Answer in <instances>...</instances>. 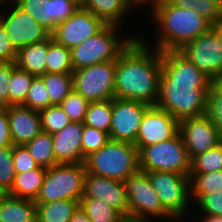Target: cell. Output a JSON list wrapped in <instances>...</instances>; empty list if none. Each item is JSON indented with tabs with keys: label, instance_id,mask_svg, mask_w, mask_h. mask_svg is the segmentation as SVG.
Instances as JSON below:
<instances>
[{
	"label": "cell",
	"instance_id": "47",
	"mask_svg": "<svg viewBox=\"0 0 222 222\" xmlns=\"http://www.w3.org/2000/svg\"><path fill=\"white\" fill-rule=\"evenodd\" d=\"M132 1V4H133V7H136V5L138 7L142 6V5H147L148 3V6L150 5V9L152 10L155 6L161 4V3H164L168 0H131Z\"/></svg>",
	"mask_w": 222,
	"mask_h": 222
},
{
	"label": "cell",
	"instance_id": "9",
	"mask_svg": "<svg viewBox=\"0 0 222 222\" xmlns=\"http://www.w3.org/2000/svg\"><path fill=\"white\" fill-rule=\"evenodd\" d=\"M163 208L180 221L191 207L190 178L171 171L146 172Z\"/></svg>",
	"mask_w": 222,
	"mask_h": 222
},
{
	"label": "cell",
	"instance_id": "1",
	"mask_svg": "<svg viewBox=\"0 0 222 222\" xmlns=\"http://www.w3.org/2000/svg\"><path fill=\"white\" fill-rule=\"evenodd\" d=\"M159 99L156 106L178 121L203 116L206 93L214 83L179 50L161 52Z\"/></svg>",
	"mask_w": 222,
	"mask_h": 222
},
{
	"label": "cell",
	"instance_id": "8",
	"mask_svg": "<svg viewBox=\"0 0 222 222\" xmlns=\"http://www.w3.org/2000/svg\"><path fill=\"white\" fill-rule=\"evenodd\" d=\"M128 196V220L149 222L153 219L169 220L172 216L163 208L156 191L153 189L148 174L138 171L125 181ZM164 218V219H163Z\"/></svg>",
	"mask_w": 222,
	"mask_h": 222
},
{
	"label": "cell",
	"instance_id": "14",
	"mask_svg": "<svg viewBox=\"0 0 222 222\" xmlns=\"http://www.w3.org/2000/svg\"><path fill=\"white\" fill-rule=\"evenodd\" d=\"M106 25L101 18L80 7L68 19L57 24L51 36L57 43L72 49L96 35Z\"/></svg>",
	"mask_w": 222,
	"mask_h": 222
},
{
	"label": "cell",
	"instance_id": "27",
	"mask_svg": "<svg viewBox=\"0 0 222 222\" xmlns=\"http://www.w3.org/2000/svg\"><path fill=\"white\" fill-rule=\"evenodd\" d=\"M71 51L57 43L52 36L48 38L46 73H73Z\"/></svg>",
	"mask_w": 222,
	"mask_h": 222
},
{
	"label": "cell",
	"instance_id": "5",
	"mask_svg": "<svg viewBox=\"0 0 222 222\" xmlns=\"http://www.w3.org/2000/svg\"><path fill=\"white\" fill-rule=\"evenodd\" d=\"M119 25L107 24L100 32L70 49L73 69L116 61L136 36L120 38Z\"/></svg>",
	"mask_w": 222,
	"mask_h": 222
},
{
	"label": "cell",
	"instance_id": "22",
	"mask_svg": "<svg viewBox=\"0 0 222 222\" xmlns=\"http://www.w3.org/2000/svg\"><path fill=\"white\" fill-rule=\"evenodd\" d=\"M81 8L101 18L106 24L121 26L124 16L129 15L134 7L131 0H84Z\"/></svg>",
	"mask_w": 222,
	"mask_h": 222
},
{
	"label": "cell",
	"instance_id": "12",
	"mask_svg": "<svg viewBox=\"0 0 222 222\" xmlns=\"http://www.w3.org/2000/svg\"><path fill=\"white\" fill-rule=\"evenodd\" d=\"M179 51L214 83L222 78V48L212 29L189 41Z\"/></svg>",
	"mask_w": 222,
	"mask_h": 222
},
{
	"label": "cell",
	"instance_id": "33",
	"mask_svg": "<svg viewBox=\"0 0 222 222\" xmlns=\"http://www.w3.org/2000/svg\"><path fill=\"white\" fill-rule=\"evenodd\" d=\"M34 75L15 66L8 86V106L22 105L25 101Z\"/></svg>",
	"mask_w": 222,
	"mask_h": 222
},
{
	"label": "cell",
	"instance_id": "50",
	"mask_svg": "<svg viewBox=\"0 0 222 222\" xmlns=\"http://www.w3.org/2000/svg\"><path fill=\"white\" fill-rule=\"evenodd\" d=\"M71 1L75 2V3L78 4L80 7H82L84 0H71Z\"/></svg>",
	"mask_w": 222,
	"mask_h": 222
},
{
	"label": "cell",
	"instance_id": "28",
	"mask_svg": "<svg viewBox=\"0 0 222 222\" xmlns=\"http://www.w3.org/2000/svg\"><path fill=\"white\" fill-rule=\"evenodd\" d=\"M24 146L39 166L48 169L58 164L54 158L52 134L41 131Z\"/></svg>",
	"mask_w": 222,
	"mask_h": 222
},
{
	"label": "cell",
	"instance_id": "4",
	"mask_svg": "<svg viewBox=\"0 0 222 222\" xmlns=\"http://www.w3.org/2000/svg\"><path fill=\"white\" fill-rule=\"evenodd\" d=\"M86 172L125 182L139 171L138 149L133 143L109 140L85 157Z\"/></svg>",
	"mask_w": 222,
	"mask_h": 222
},
{
	"label": "cell",
	"instance_id": "13",
	"mask_svg": "<svg viewBox=\"0 0 222 222\" xmlns=\"http://www.w3.org/2000/svg\"><path fill=\"white\" fill-rule=\"evenodd\" d=\"M150 107L139 101L113 98L110 140L134 144L143 116Z\"/></svg>",
	"mask_w": 222,
	"mask_h": 222
},
{
	"label": "cell",
	"instance_id": "42",
	"mask_svg": "<svg viewBox=\"0 0 222 222\" xmlns=\"http://www.w3.org/2000/svg\"><path fill=\"white\" fill-rule=\"evenodd\" d=\"M204 215L222 216V190L204 195L196 204Z\"/></svg>",
	"mask_w": 222,
	"mask_h": 222
},
{
	"label": "cell",
	"instance_id": "18",
	"mask_svg": "<svg viewBox=\"0 0 222 222\" xmlns=\"http://www.w3.org/2000/svg\"><path fill=\"white\" fill-rule=\"evenodd\" d=\"M82 197L102 199L128 220V196L125 182L86 172Z\"/></svg>",
	"mask_w": 222,
	"mask_h": 222
},
{
	"label": "cell",
	"instance_id": "40",
	"mask_svg": "<svg viewBox=\"0 0 222 222\" xmlns=\"http://www.w3.org/2000/svg\"><path fill=\"white\" fill-rule=\"evenodd\" d=\"M110 140L106 132L84 125L82 132V163L89 154L98 151Z\"/></svg>",
	"mask_w": 222,
	"mask_h": 222
},
{
	"label": "cell",
	"instance_id": "49",
	"mask_svg": "<svg viewBox=\"0 0 222 222\" xmlns=\"http://www.w3.org/2000/svg\"><path fill=\"white\" fill-rule=\"evenodd\" d=\"M200 222H222V216L203 215Z\"/></svg>",
	"mask_w": 222,
	"mask_h": 222
},
{
	"label": "cell",
	"instance_id": "39",
	"mask_svg": "<svg viewBox=\"0 0 222 222\" xmlns=\"http://www.w3.org/2000/svg\"><path fill=\"white\" fill-rule=\"evenodd\" d=\"M89 103L81 94L72 90L60 106L72 122L83 123Z\"/></svg>",
	"mask_w": 222,
	"mask_h": 222
},
{
	"label": "cell",
	"instance_id": "17",
	"mask_svg": "<svg viewBox=\"0 0 222 222\" xmlns=\"http://www.w3.org/2000/svg\"><path fill=\"white\" fill-rule=\"evenodd\" d=\"M14 2L50 33L57 24L80 9V6L71 0H14Z\"/></svg>",
	"mask_w": 222,
	"mask_h": 222
},
{
	"label": "cell",
	"instance_id": "35",
	"mask_svg": "<svg viewBox=\"0 0 222 222\" xmlns=\"http://www.w3.org/2000/svg\"><path fill=\"white\" fill-rule=\"evenodd\" d=\"M204 115L216 127L222 137V87L217 82L213 83L206 93Z\"/></svg>",
	"mask_w": 222,
	"mask_h": 222
},
{
	"label": "cell",
	"instance_id": "15",
	"mask_svg": "<svg viewBox=\"0 0 222 222\" xmlns=\"http://www.w3.org/2000/svg\"><path fill=\"white\" fill-rule=\"evenodd\" d=\"M179 133L191 160L222 142L218 130L205 115L180 120Z\"/></svg>",
	"mask_w": 222,
	"mask_h": 222
},
{
	"label": "cell",
	"instance_id": "2",
	"mask_svg": "<svg viewBox=\"0 0 222 222\" xmlns=\"http://www.w3.org/2000/svg\"><path fill=\"white\" fill-rule=\"evenodd\" d=\"M144 39L137 36L116 60L115 98L156 106L162 71L161 52L151 48Z\"/></svg>",
	"mask_w": 222,
	"mask_h": 222
},
{
	"label": "cell",
	"instance_id": "46",
	"mask_svg": "<svg viewBox=\"0 0 222 222\" xmlns=\"http://www.w3.org/2000/svg\"><path fill=\"white\" fill-rule=\"evenodd\" d=\"M69 222H92L83 209L79 206L76 211L73 213Z\"/></svg>",
	"mask_w": 222,
	"mask_h": 222
},
{
	"label": "cell",
	"instance_id": "41",
	"mask_svg": "<svg viewBox=\"0 0 222 222\" xmlns=\"http://www.w3.org/2000/svg\"><path fill=\"white\" fill-rule=\"evenodd\" d=\"M13 164L16 173H22L39 167L24 145H13Z\"/></svg>",
	"mask_w": 222,
	"mask_h": 222
},
{
	"label": "cell",
	"instance_id": "52",
	"mask_svg": "<svg viewBox=\"0 0 222 222\" xmlns=\"http://www.w3.org/2000/svg\"><path fill=\"white\" fill-rule=\"evenodd\" d=\"M217 83L222 87V78Z\"/></svg>",
	"mask_w": 222,
	"mask_h": 222
},
{
	"label": "cell",
	"instance_id": "7",
	"mask_svg": "<svg viewBox=\"0 0 222 222\" xmlns=\"http://www.w3.org/2000/svg\"><path fill=\"white\" fill-rule=\"evenodd\" d=\"M86 169L84 163L55 164L47 169L35 203L82 198Z\"/></svg>",
	"mask_w": 222,
	"mask_h": 222
},
{
	"label": "cell",
	"instance_id": "31",
	"mask_svg": "<svg viewBox=\"0 0 222 222\" xmlns=\"http://www.w3.org/2000/svg\"><path fill=\"white\" fill-rule=\"evenodd\" d=\"M112 118V99L90 102L83 125L96 128L109 135Z\"/></svg>",
	"mask_w": 222,
	"mask_h": 222
},
{
	"label": "cell",
	"instance_id": "21",
	"mask_svg": "<svg viewBox=\"0 0 222 222\" xmlns=\"http://www.w3.org/2000/svg\"><path fill=\"white\" fill-rule=\"evenodd\" d=\"M34 200L0 195V222H37Z\"/></svg>",
	"mask_w": 222,
	"mask_h": 222
},
{
	"label": "cell",
	"instance_id": "51",
	"mask_svg": "<svg viewBox=\"0 0 222 222\" xmlns=\"http://www.w3.org/2000/svg\"><path fill=\"white\" fill-rule=\"evenodd\" d=\"M11 1H14V0H0V4L3 5L2 2L5 4V2H11Z\"/></svg>",
	"mask_w": 222,
	"mask_h": 222
},
{
	"label": "cell",
	"instance_id": "48",
	"mask_svg": "<svg viewBox=\"0 0 222 222\" xmlns=\"http://www.w3.org/2000/svg\"><path fill=\"white\" fill-rule=\"evenodd\" d=\"M211 29L216 33L217 39L222 48V19L219 20L216 24H213Z\"/></svg>",
	"mask_w": 222,
	"mask_h": 222
},
{
	"label": "cell",
	"instance_id": "36",
	"mask_svg": "<svg viewBox=\"0 0 222 222\" xmlns=\"http://www.w3.org/2000/svg\"><path fill=\"white\" fill-rule=\"evenodd\" d=\"M42 131L54 134L62 130L72 121L66 115L60 105H50L39 111Z\"/></svg>",
	"mask_w": 222,
	"mask_h": 222
},
{
	"label": "cell",
	"instance_id": "23",
	"mask_svg": "<svg viewBox=\"0 0 222 222\" xmlns=\"http://www.w3.org/2000/svg\"><path fill=\"white\" fill-rule=\"evenodd\" d=\"M46 171V168L39 166L29 171L16 173L12 187L6 194L35 201L40 193Z\"/></svg>",
	"mask_w": 222,
	"mask_h": 222
},
{
	"label": "cell",
	"instance_id": "38",
	"mask_svg": "<svg viewBox=\"0 0 222 222\" xmlns=\"http://www.w3.org/2000/svg\"><path fill=\"white\" fill-rule=\"evenodd\" d=\"M16 175L13 164V146L0 148V193L6 194Z\"/></svg>",
	"mask_w": 222,
	"mask_h": 222
},
{
	"label": "cell",
	"instance_id": "26",
	"mask_svg": "<svg viewBox=\"0 0 222 222\" xmlns=\"http://www.w3.org/2000/svg\"><path fill=\"white\" fill-rule=\"evenodd\" d=\"M79 206L92 222H126L127 219L104 200L82 197Z\"/></svg>",
	"mask_w": 222,
	"mask_h": 222
},
{
	"label": "cell",
	"instance_id": "11",
	"mask_svg": "<svg viewBox=\"0 0 222 222\" xmlns=\"http://www.w3.org/2000/svg\"><path fill=\"white\" fill-rule=\"evenodd\" d=\"M6 11H0V22L4 26L13 46L18 50L21 47L36 44L47 40L51 33L26 11L22 10L14 1ZM14 3V4H13Z\"/></svg>",
	"mask_w": 222,
	"mask_h": 222
},
{
	"label": "cell",
	"instance_id": "25",
	"mask_svg": "<svg viewBox=\"0 0 222 222\" xmlns=\"http://www.w3.org/2000/svg\"><path fill=\"white\" fill-rule=\"evenodd\" d=\"M37 222H69L79 207V200H57L49 203H36Z\"/></svg>",
	"mask_w": 222,
	"mask_h": 222
},
{
	"label": "cell",
	"instance_id": "16",
	"mask_svg": "<svg viewBox=\"0 0 222 222\" xmlns=\"http://www.w3.org/2000/svg\"><path fill=\"white\" fill-rule=\"evenodd\" d=\"M179 133V121L167 111L151 106L143 116L134 143L137 149L171 139Z\"/></svg>",
	"mask_w": 222,
	"mask_h": 222
},
{
	"label": "cell",
	"instance_id": "20",
	"mask_svg": "<svg viewBox=\"0 0 222 222\" xmlns=\"http://www.w3.org/2000/svg\"><path fill=\"white\" fill-rule=\"evenodd\" d=\"M83 123L71 122L52 134L54 158L58 164L82 163Z\"/></svg>",
	"mask_w": 222,
	"mask_h": 222
},
{
	"label": "cell",
	"instance_id": "34",
	"mask_svg": "<svg viewBox=\"0 0 222 222\" xmlns=\"http://www.w3.org/2000/svg\"><path fill=\"white\" fill-rule=\"evenodd\" d=\"M222 170V142L191 160L190 174H205Z\"/></svg>",
	"mask_w": 222,
	"mask_h": 222
},
{
	"label": "cell",
	"instance_id": "29",
	"mask_svg": "<svg viewBox=\"0 0 222 222\" xmlns=\"http://www.w3.org/2000/svg\"><path fill=\"white\" fill-rule=\"evenodd\" d=\"M190 197L197 203L204 195L222 190V170L190 174Z\"/></svg>",
	"mask_w": 222,
	"mask_h": 222
},
{
	"label": "cell",
	"instance_id": "19",
	"mask_svg": "<svg viewBox=\"0 0 222 222\" xmlns=\"http://www.w3.org/2000/svg\"><path fill=\"white\" fill-rule=\"evenodd\" d=\"M13 145H26L42 131L39 111L22 105L6 107Z\"/></svg>",
	"mask_w": 222,
	"mask_h": 222
},
{
	"label": "cell",
	"instance_id": "43",
	"mask_svg": "<svg viewBox=\"0 0 222 222\" xmlns=\"http://www.w3.org/2000/svg\"><path fill=\"white\" fill-rule=\"evenodd\" d=\"M15 62H0V107L8 106V86Z\"/></svg>",
	"mask_w": 222,
	"mask_h": 222
},
{
	"label": "cell",
	"instance_id": "3",
	"mask_svg": "<svg viewBox=\"0 0 222 222\" xmlns=\"http://www.w3.org/2000/svg\"><path fill=\"white\" fill-rule=\"evenodd\" d=\"M150 16L159 29L153 45L160 52L180 50L212 27L208 20L194 10L174 6L169 1L155 6Z\"/></svg>",
	"mask_w": 222,
	"mask_h": 222
},
{
	"label": "cell",
	"instance_id": "6",
	"mask_svg": "<svg viewBox=\"0 0 222 222\" xmlns=\"http://www.w3.org/2000/svg\"><path fill=\"white\" fill-rule=\"evenodd\" d=\"M139 170L143 172L171 171L190 175L191 159L182 136L141 147L138 150Z\"/></svg>",
	"mask_w": 222,
	"mask_h": 222
},
{
	"label": "cell",
	"instance_id": "37",
	"mask_svg": "<svg viewBox=\"0 0 222 222\" xmlns=\"http://www.w3.org/2000/svg\"><path fill=\"white\" fill-rule=\"evenodd\" d=\"M22 106L29 107L36 111H41L50 106L49 93L40 76H36L32 80L27 97Z\"/></svg>",
	"mask_w": 222,
	"mask_h": 222
},
{
	"label": "cell",
	"instance_id": "45",
	"mask_svg": "<svg viewBox=\"0 0 222 222\" xmlns=\"http://www.w3.org/2000/svg\"><path fill=\"white\" fill-rule=\"evenodd\" d=\"M13 146L6 107H0V148Z\"/></svg>",
	"mask_w": 222,
	"mask_h": 222
},
{
	"label": "cell",
	"instance_id": "32",
	"mask_svg": "<svg viewBox=\"0 0 222 222\" xmlns=\"http://www.w3.org/2000/svg\"><path fill=\"white\" fill-rule=\"evenodd\" d=\"M172 5L194 10L212 25L222 19L221 0H168Z\"/></svg>",
	"mask_w": 222,
	"mask_h": 222
},
{
	"label": "cell",
	"instance_id": "30",
	"mask_svg": "<svg viewBox=\"0 0 222 222\" xmlns=\"http://www.w3.org/2000/svg\"><path fill=\"white\" fill-rule=\"evenodd\" d=\"M50 97V105H60L73 90V73H45L40 76Z\"/></svg>",
	"mask_w": 222,
	"mask_h": 222
},
{
	"label": "cell",
	"instance_id": "10",
	"mask_svg": "<svg viewBox=\"0 0 222 222\" xmlns=\"http://www.w3.org/2000/svg\"><path fill=\"white\" fill-rule=\"evenodd\" d=\"M116 61H107L73 71V90L89 102L115 98Z\"/></svg>",
	"mask_w": 222,
	"mask_h": 222
},
{
	"label": "cell",
	"instance_id": "44",
	"mask_svg": "<svg viewBox=\"0 0 222 222\" xmlns=\"http://www.w3.org/2000/svg\"><path fill=\"white\" fill-rule=\"evenodd\" d=\"M17 49L13 46L7 32L0 22V62H15Z\"/></svg>",
	"mask_w": 222,
	"mask_h": 222
},
{
	"label": "cell",
	"instance_id": "24",
	"mask_svg": "<svg viewBox=\"0 0 222 222\" xmlns=\"http://www.w3.org/2000/svg\"><path fill=\"white\" fill-rule=\"evenodd\" d=\"M48 51V39L21 47L17 50L15 65L22 70L36 76L46 73V56Z\"/></svg>",
	"mask_w": 222,
	"mask_h": 222
}]
</instances>
